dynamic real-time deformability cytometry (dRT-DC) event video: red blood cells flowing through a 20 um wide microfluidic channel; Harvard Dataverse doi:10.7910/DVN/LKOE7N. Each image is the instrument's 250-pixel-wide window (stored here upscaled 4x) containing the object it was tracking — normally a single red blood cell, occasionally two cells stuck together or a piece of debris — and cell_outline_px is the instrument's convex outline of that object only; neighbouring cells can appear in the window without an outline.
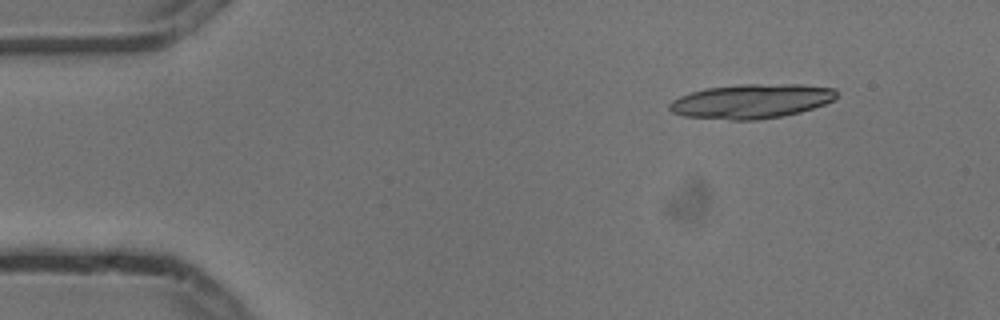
{"species": "common noctule bat (a hibernating species)", "species_latin": "Nyctalus noctula", "temperature_condition": "cold", "stored_images_in_passage": 7, "camera_frame_rate_fps": 3000, "um_per_image_px": 0.085, "animal": {"sex": "male", "body_mass_g": 13.3}, "frame": {"image": 1, "passage_image": 1, "time_ms": 0.0, "image_size_px": [1000, 320], "cell_outline_px": [[836, 96], [832, 100], [824, 104], [800, 112], [784, 116], [756, 120], [732, 120], [684, 116], [672, 112], [668, 108], [668, 104], [672, 100], [680, 96], [704, 88], [744, 84], [800, 84], [836, 88]], "centroid_in_image_um": [63.86, 8.6], "position_along_channel_um": 21.1, "area_um2": 33.52}}
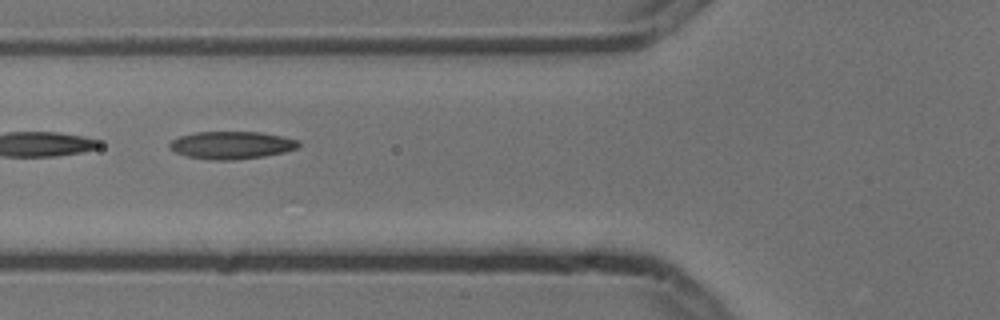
{"frame": {"image": 2, "passage_image": 5, "time_ms": 1.333, "image_size_px": [1000, 320], "cell_outline_px": [[300, 144], [296, 148], [284, 152], [236, 160], [212, 160], [188, 156], [176, 152], [168, 148], [168, 144], [172, 140], [180, 136], [192, 132], [260, 132], [300, 140]], "centroid_in_image_um": [19.65, 12.33], "position_along_channel_um": 106.2, "area_um2": 20.63}}
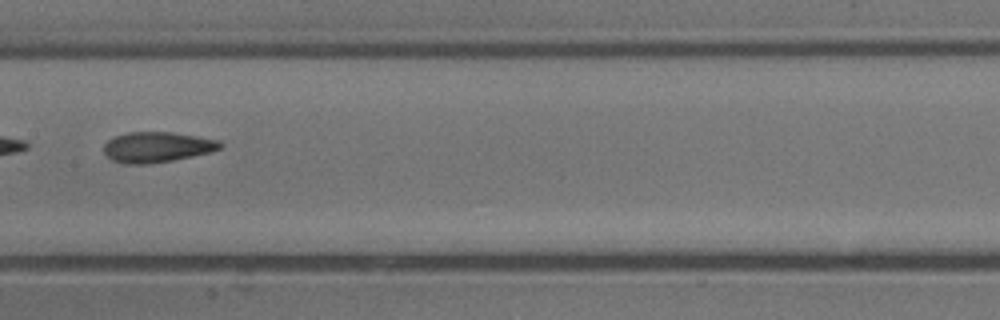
{"frame": {"image": 3, "passage_image": 7, "time_ms": 2.0, "image_size_px": [1000, 320], "cell_outline_px": [[224, 144], [220, 148], [208, 152], [192, 156], [172, 160], [144, 164], [124, 164], [112, 160], [104, 152], [104, 144], [108, 140], [116, 136], [128, 132], [172, 132], [220, 140]], "centroid_in_image_um": [13.34, 12.5], "position_along_channel_um": 194.1, "area_um2": 20.46}}